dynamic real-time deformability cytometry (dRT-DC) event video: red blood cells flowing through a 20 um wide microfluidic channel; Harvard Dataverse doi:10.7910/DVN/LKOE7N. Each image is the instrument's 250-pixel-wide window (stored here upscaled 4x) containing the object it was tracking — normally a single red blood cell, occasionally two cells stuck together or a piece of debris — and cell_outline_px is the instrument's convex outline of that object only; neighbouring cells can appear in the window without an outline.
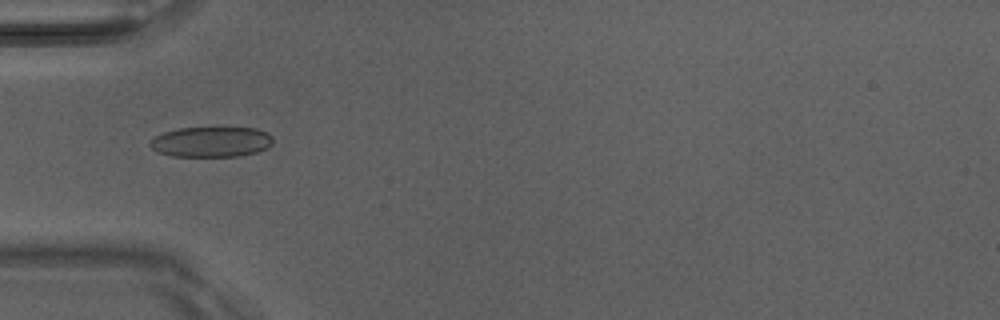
{"species": "Egyptian fruit bat (a non-hibernating species)", "species_latin": "Rousettus aegyptiacus", "temperature_condition": "room temperature", "stored_images_in_passage": 3, "camera_frame_rate_fps": 3000, "um_per_image_px": 0.085, "animal": {"sex": "male"}, "frame": {"image": 1, "passage_image": 3, "time_ms": 0.667, "image_size_px": [1000, 320], "cell_outline_px": [[272, 144], [268, 148], [256, 152], [240, 156], [172, 156], [160, 152], [152, 148], [148, 144], [156, 136], [164, 132], [180, 128], [256, 128], [268, 132], [272, 136]], "centroid_in_image_um": [18.0, 12.06], "position_along_channel_um": 67.0, "area_um2": 21.62}}